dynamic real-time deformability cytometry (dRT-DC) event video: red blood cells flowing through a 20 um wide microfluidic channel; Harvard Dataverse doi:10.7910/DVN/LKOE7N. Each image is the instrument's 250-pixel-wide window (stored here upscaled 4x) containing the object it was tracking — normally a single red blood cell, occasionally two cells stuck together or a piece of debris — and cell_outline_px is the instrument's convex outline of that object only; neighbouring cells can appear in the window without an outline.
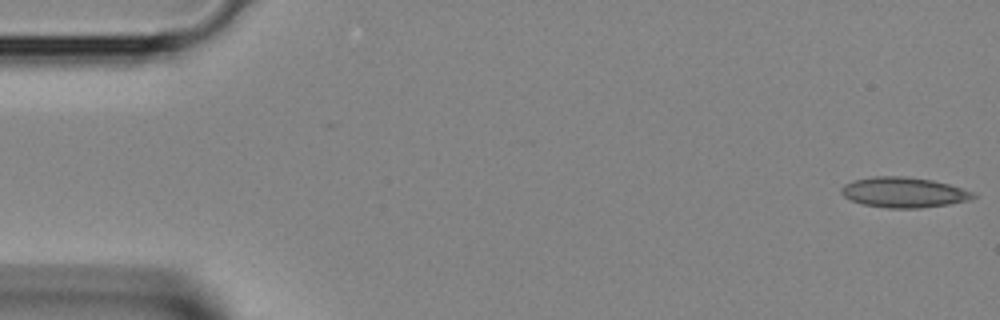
{"species": "Egyptian fruit bat (a non-hibernating species)", "species_latin": "Rousettus aegyptiacus", "temperature_condition": "room temperature", "stored_images_in_passage": 41, "segment_of_instrument_passage": [1, 2], "camera_frame_rate_fps": 3000, "um_per_image_px": 0.085, "animal": {"sex": "female"}, "frame": {"image": 1, "passage_image": 1, "time_ms": 0.0, "image_size_px": [1000, 320], "cell_outline_px": [[976, 196], [968, 200], [948, 204], [920, 208], [888, 208], [864, 204], [852, 200], [844, 196], [840, 192], [840, 188], [844, 184], [852, 180], [872, 176], [904, 176], [932, 180], [948, 184], [972, 192]], "centroid_in_image_um": [76.76, 16.34], "position_along_channel_um": 8.2, "area_um2": 23.12}}
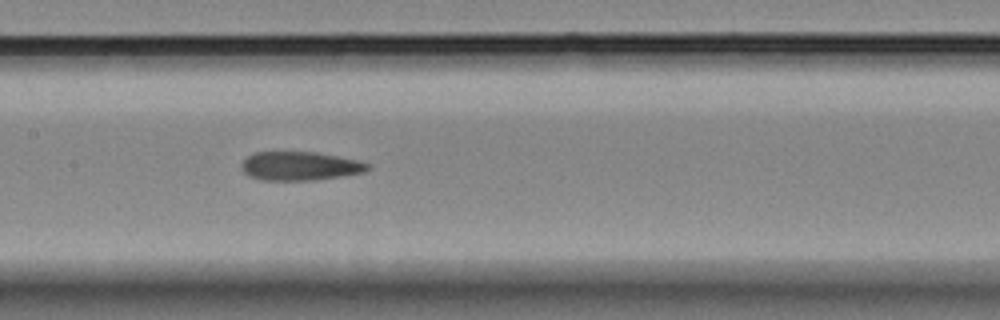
{"frame": {"image": 2, "passage_image": 19, "time_ms": 6.0, "image_size_px": [1000, 320], "cell_outline_px": [[372, 168], [368, 172], [344, 176], [312, 180], [264, 180], [248, 176], [240, 168], [240, 164], [248, 156], [256, 152], [316, 152], [360, 160], [372, 164]], "centroid_in_image_um": [25.57, 14.11], "position_along_channel_um": 181.8, "area_um2": 21.5}}
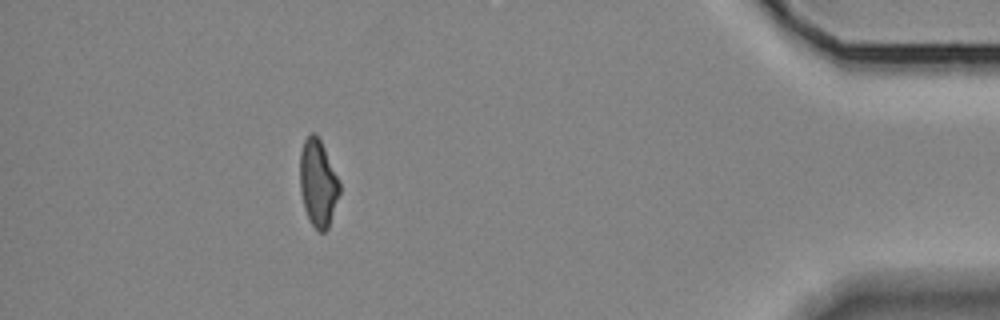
{"frame": {"image": 3, "passage_image": 36, "time_ms": 11.667, "image_size_px": [1000, 320], "cell_outline_px": [[340, 192], [328, 228], [324, 232], [320, 232], [312, 224], [304, 208], [300, 192], [300, 152], [304, 140], [312, 132], [316, 132], [324, 148], [340, 184]], "centroid_in_image_um": [27.01, 15.55], "position_along_channel_um": 408.2, "area_um2": 19.83}}